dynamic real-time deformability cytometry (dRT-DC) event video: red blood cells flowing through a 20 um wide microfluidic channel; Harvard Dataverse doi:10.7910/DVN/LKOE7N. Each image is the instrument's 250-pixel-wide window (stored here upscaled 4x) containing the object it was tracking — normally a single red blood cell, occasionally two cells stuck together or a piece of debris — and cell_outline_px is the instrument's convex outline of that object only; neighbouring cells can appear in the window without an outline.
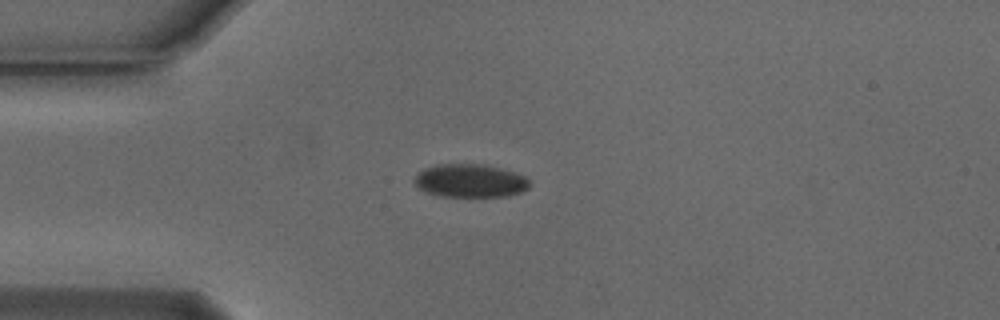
{"species": "Egyptian fruit bat (a non-hibernating species)", "species_latin": "Rousettus aegyptiacus", "temperature_condition": "cold", "stored_images_in_passage": 24, "camera_frame_rate_fps": 3000, "um_per_image_px": 0.085, "animal": {"sex": "male"}, "frame": {"image": 1, "passage_image": 7, "time_ms": 2.0, "image_size_px": [1000, 320], "cell_outline_px": [[528, 188], [520, 192], [508, 196], [436, 196], [420, 188], [412, 180], [416, 172], [424, 168], [436, 164], [484, 164], [500, 168], [524, 176], [528, 180]], "centroid_in_image_um": [39.9, 15.35], "position_along_channel_um": 45.1, "area_um2": 22.25}}
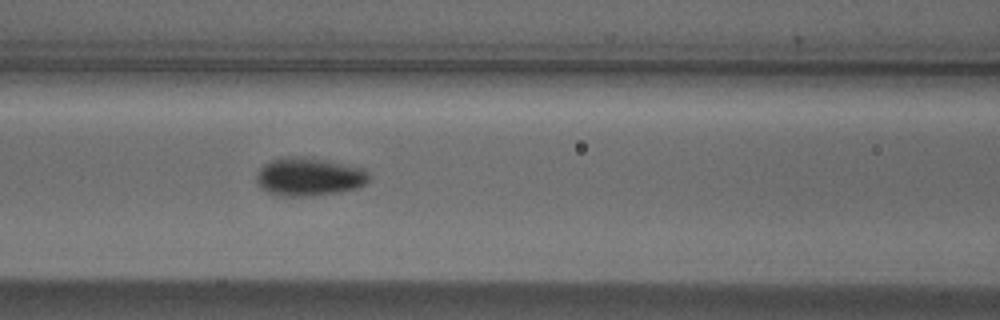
{"frame": {"image": 2, "passage_image": 16, "time_ms": 5.0, "image_size_px": [1000, 320], "cell_outline_px": [[368, 180], [364, 184], [356, 188], [336, 192], [312, 196], [280, 196], [268, 192], [260, 188], [256, 184], [256, 172], [264, 164], [280, 156], [304, 156], [328, 160], [364, 168], [368, 172]], "centroid_in_image_um": [26.21, 15.01], "position_along_channel_um": 140.4, "area_um2": 25.37}}
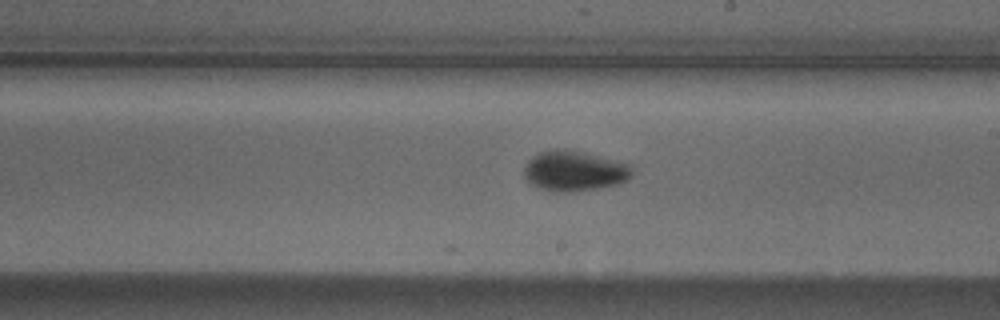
{"frame": {"image": 3, "passage_image": 24, "time_ms": 7.667, "image_size_px": [1000, 320], "cell_outline_px": [[632, 176], [628, 180], [616, 184], [576, 192], [552, 192], [540, 188], [532, 184], [524, 176], [524, 168], [528, 160], [532, 156], [540, 152], [552, 148], [564, 148], [584, 152], [628, 164], [632, 168]], "centroid_in_image_um": [48.78, 14.52], "position_along_channel_um": 240.2, "area_um2": 25.43}}